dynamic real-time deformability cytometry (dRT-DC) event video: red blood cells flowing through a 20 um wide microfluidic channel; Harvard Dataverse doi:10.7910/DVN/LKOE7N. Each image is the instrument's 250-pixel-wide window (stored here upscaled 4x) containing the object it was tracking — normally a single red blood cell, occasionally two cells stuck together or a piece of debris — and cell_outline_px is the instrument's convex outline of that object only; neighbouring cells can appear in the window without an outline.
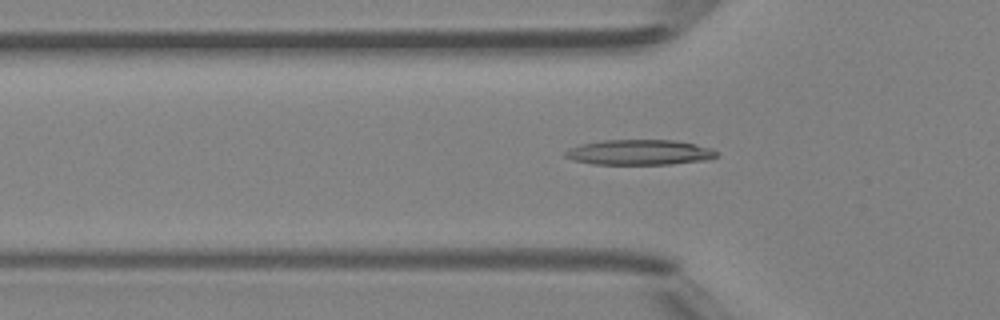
{"species": "Egyptian fruit bat (a non-hibernating species)", "species_latin": "Rousettus aegyptiacus", "temperature_condition": "room temperature", "stored_images_in_passage": 34, "camera_frame_rate_fps": 3000, "um_per_image_px": 0.085, "animal": {"sex": "female"}, "frame": {"image": 1, "passage_image": 8, "time_ms": 2.333, "image_size_px": [1000, 320], "cell_outline_px": [[720, 152], [716, 156], [708, 160], [672, 164], [592, 164], [572, 160], [564, 156], [564, 152], [568, 148], [580, 144], [604, 140], [672, 140], [712, 148]], "centroid_in_image_um": [54.33, 12.95], "position_along_channel_um": 71.5, "area_um2": 22.37}}
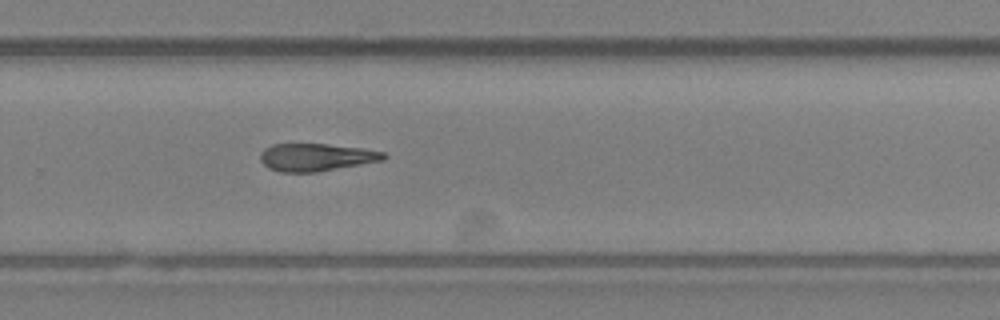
{"frame": {"image": 2, "passage_image": 24, "time_ms": 7.667, "image_size_px": [1000, 320], "cell_outline_px": [[388, 156], [384, 160], [316, 172], [280, 172], [268, 168], [260, 160], [260, 152], [264, 148], [272, 144], [324, 144], [360, 148], [384, 152]], "centroid_in_image_um": [26.84, 13.37], "position_along_channel_um": 303.0, "area_um2": 19.77}}
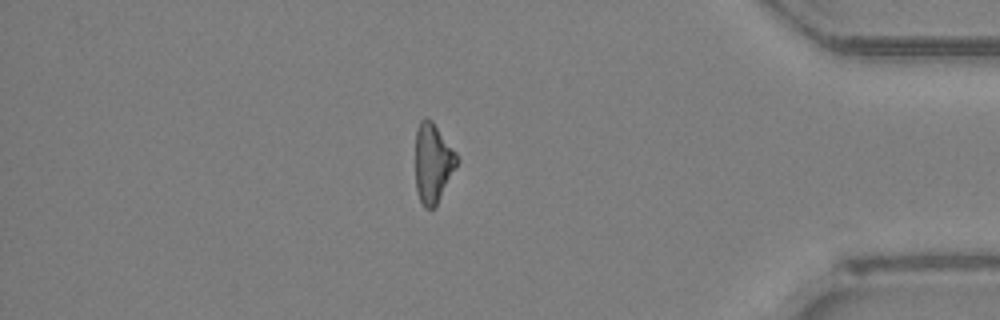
{"frame": {"image": 3, "passage_image": 33, "time_ms": 10.667, "image_size_px": [1000, 320], "cell_outline_px": [[460, 160], [436, 204], [432, 208], [424, 208], [420, 200], [416, 188], [416, 128], [420, 120], [424, 116], [432, 120], [460, 156]], "centroid_in_image_um": [36.81, 13.79], "position_along_channel_um": 398.4, "area_um2": 19.31}}